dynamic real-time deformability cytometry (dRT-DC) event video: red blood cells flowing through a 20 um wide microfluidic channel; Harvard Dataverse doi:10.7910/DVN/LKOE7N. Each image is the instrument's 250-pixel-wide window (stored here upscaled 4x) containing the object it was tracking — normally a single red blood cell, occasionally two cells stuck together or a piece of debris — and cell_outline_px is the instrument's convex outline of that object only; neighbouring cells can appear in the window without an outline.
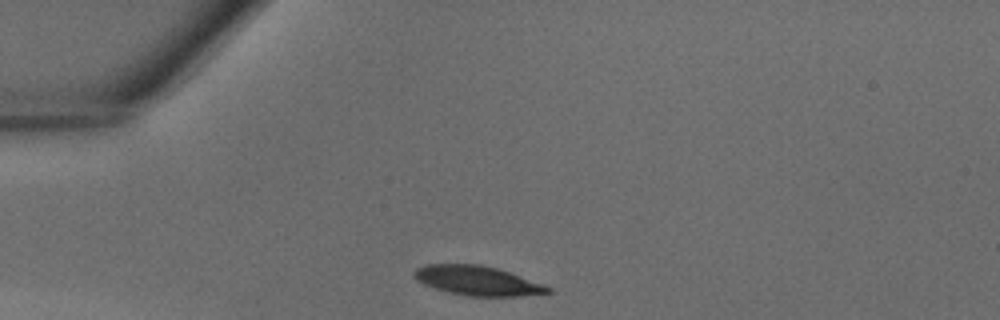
{"species": "common noctule bat (a hibernating species)", "species_latin": "Nyctalus noctula", "temperature_condition": "warm", "stored_images_in_passage": 25, "camera_frame_rate_fps": 3000, "um_per_image_px": 0.085, "animal": {"sex": "male", "body_mass_g": 18.8}, "frame": {"image": 1, "passage_image": 1, "time_ms": 0.0, "image_size_px": [1000, 320], "cell_outline_px": [[552, 292], [516, 296], [472, 296], [452, 292], [436, 288], [424, 284], [412, 272], [416, 268], [428, 264], [480, 264], [496, 268], [508, 272], [552, 288]], "centroid_in_image_um": [40.58, 23.84], "position_along_channel_um": 44.4, "area_um2": 22.25}}
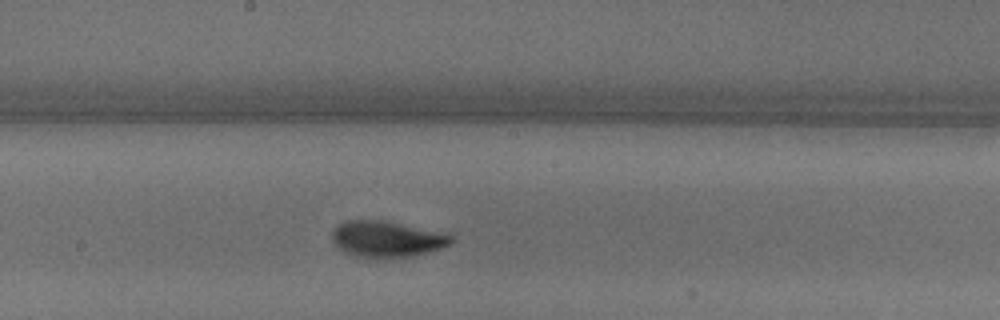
{"frame": {"image": 2, "passage_image": 13, "time_ms": 4.0, "image_size_px": [1000, 320], "cell_outline_px": [[456, 240], [452, 244], [428, 252], [408, 256], [384, 260], [376, 260], [356, 256], [344, 252], [332, 240], [332, 232], [344, 220], [380, 220], [452, 236]], "centroid_in_image_um": [32.82, 20.37], "position_along_channel_um": 215.4, "area_um2": 24.8}}
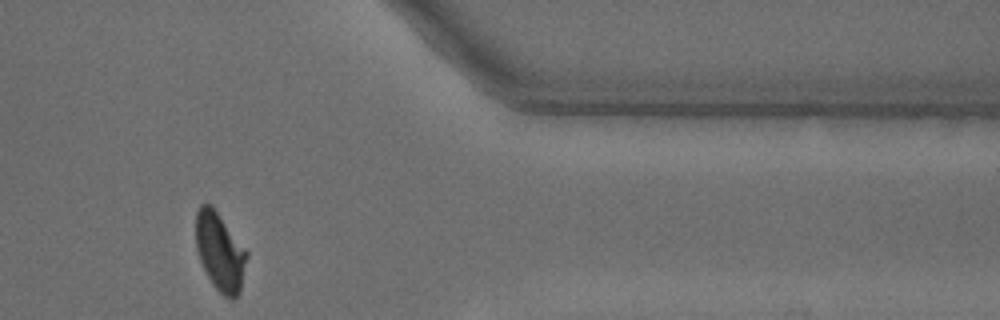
{"frame": {"image": 3, "passage_image": 25, "time_ms": 8.0, "image_size_px": [1000, 320], "cell_outline_px": [[248, 256], [240, 292], [232, 300], [228, 300], [212, 284], [200, 260], [196, 248], [196, 212], [200, 204], [212, 204], [248, 252]], "centroid_in_image_um": [18.7, 21.39], "position_along_channel_um": 392.7, "area_um2": 23.29}}